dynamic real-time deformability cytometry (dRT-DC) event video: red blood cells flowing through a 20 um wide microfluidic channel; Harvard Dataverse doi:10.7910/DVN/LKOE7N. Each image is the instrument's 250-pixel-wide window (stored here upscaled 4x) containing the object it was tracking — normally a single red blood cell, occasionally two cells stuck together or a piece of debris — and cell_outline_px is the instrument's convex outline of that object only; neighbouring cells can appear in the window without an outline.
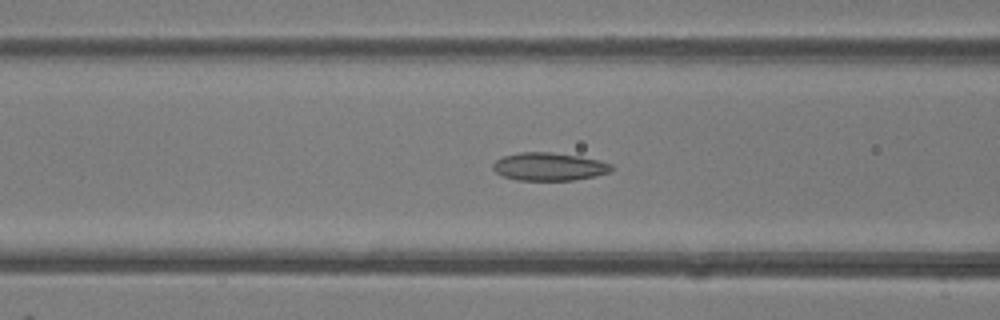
{"species": "common noctule bat (a hibernating species)", "species_latin": "Nyctalus noctula", "temperature_condition": "room temperature", "stored_images_in_passage": 50, "camera_frame_rate_fps": 3000, "um_per_image_px": 0.085, "animal": {"sex": "female"}, "frame": {"image": 1, "passage_image": 20, "time_ms": 6.333, "image_size_px": [1000, 320], "cell_outline_px": [[616, 168], [612, 172], [596, 176], [572, 180], [516, 180], [504, 176], [496, 172], [492, 168], [492, 164], [496, 160], [504, 156], [520, 152], [552, 152], [580, 156], [600, 160], [612, 164]], "centroid_in_image_um": [46.73, 14.16], "position_along_channel_um": 119.9, "area_um2": 19.54}}
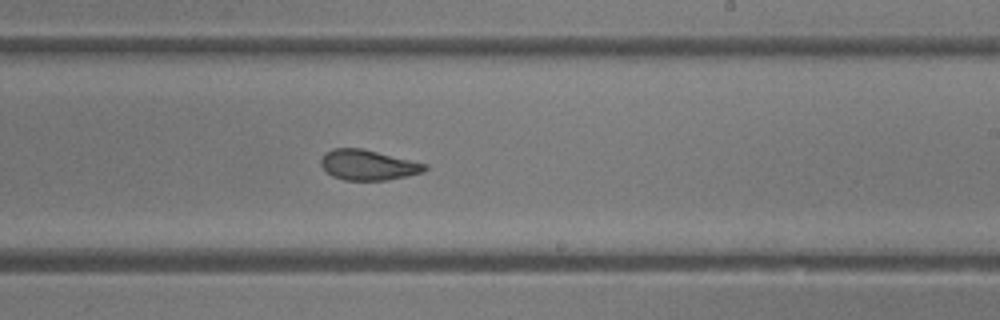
{"frame": {"image": 2, "passage_image": 30, "time_ms": 9.667, "image_size_px": [1000, 320], "cell_outline_px": [[428, 168], [424, 172], [408, 176], [388, 180], [344, 180], [332, 176], [320, 164], [320, 160], [324, 152], [332, 148], [364, 148], [428, 164]], "centroid_in_image_um": [31.3, 14.01], "position_along_channel_um": 257.7, "area_um2": 18.61}}
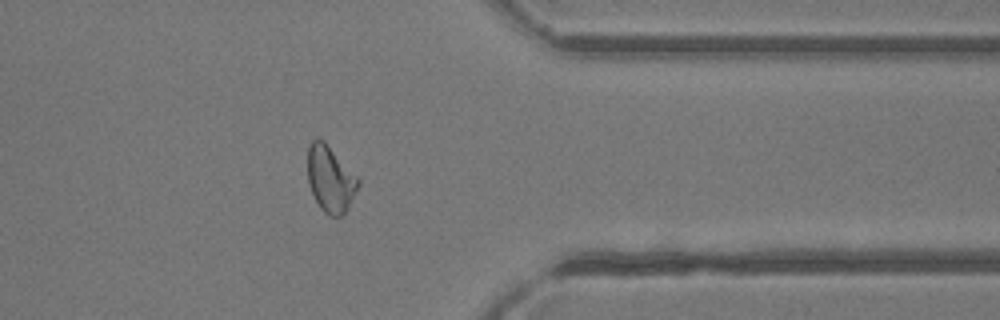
{"frame": {"image": 3, "passage_image": 40, "time_ms": 13.0, "image_size_px": [1000, 320], "cell_outline_px": [[360, 184], [348, 208], [340, 216], [328, 216], [320, 208], [308, 184], [308, 148], [312, 140], [324, 140], [360, 180]], "centroid_in_image_um": [28.08, 15.23], "position_along_channel_um": 383.3, "area_um2": 19.31}, "authors_computed_cell_mechanics": {"area_um2": 20.2011, "velocity_mm_per_s": 4.1385, "shape_relaxation_time_tau1_ms": 5.5395, "shape_relaxation_time_tau2_ms": 1.9881, "deformation_change_tau1": 0.1423, "deformation_change_tau2": 0.0816}}